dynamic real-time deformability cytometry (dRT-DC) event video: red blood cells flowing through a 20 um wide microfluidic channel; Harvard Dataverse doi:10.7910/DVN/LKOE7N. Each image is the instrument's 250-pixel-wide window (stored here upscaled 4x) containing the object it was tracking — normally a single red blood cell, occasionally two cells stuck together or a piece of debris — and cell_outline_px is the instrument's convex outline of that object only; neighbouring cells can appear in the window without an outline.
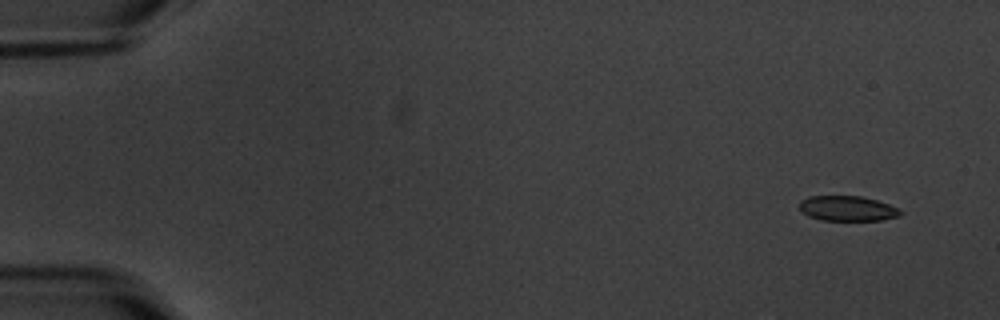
{"species": "common noctule bat (a hibernating species)", "species_latin": "Nyctalus noctula", "temperature_condition": "warm", "stored_images_in_passage": 8, "camera_frame_rate_fps": 3000, "um_per_image_px": 0.085, "animal": {"sex": "male", "body_mass_g": 20.1, "forearm_length_mm": 53.5}, "frame": {"image": 1, "passage_image": 1, "time_ms": 0.0, "image_size_px": [1000, 320], "cell_outline_px": [[904, 212], [900, 216], [880, 220], [820, 220], [808, 216], [800, 208], [800, 200], [808, 196], [860, 196], [876, 200], [900, 208]], "centroid_in_image_um": [72.06, 17.72], "position_along_channel_um": 12.9, "area_um2": 14.8}}
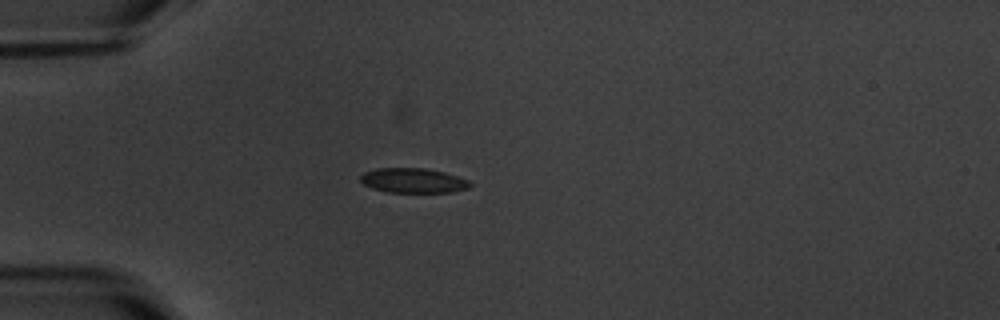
{"frame": {"image": 2, "passage_image": 4, "time_ms": 4.333, "image_size_px": [1000, 320], "cell_outline_px": [[472, 184], [468, 188], [452, 192], [388, 192], [372, 188], [364, 184], [360, 180], [360, 176], [364, 172], [376, 168], [424, 168], [444, 172], [468, 180]], "centroid_in_image_um": [35.1, 15.34], "position_along_channel_um": 49.9, "area_um2": 15.72}}
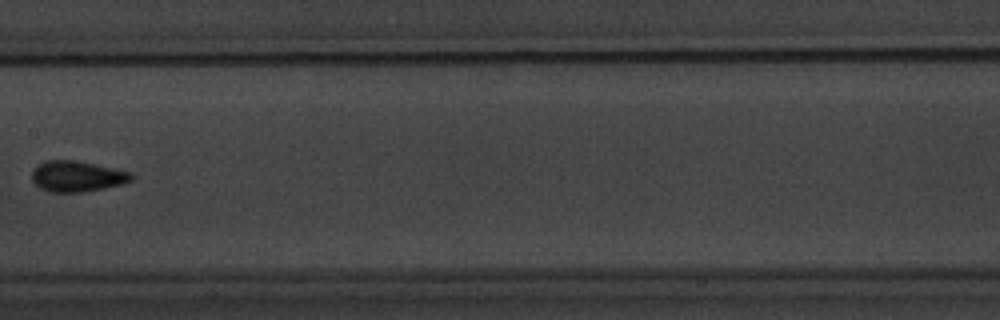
{"frame": {"image": 3, "passage_image": 8, "time_ms": 9.0, "image_size_px": [1000, 320], "cell_outline_px": [[136, 176], [132, 180], [124, 184], [84, 192], [48, 192], [40, 188], [32, 180], [32, 172], [36, 164], [44, 160], [72, 160], [96, 164], [132, 172]], "centroid_in_image_um": [6.56, 14.98], "position_along_channel_um": 200.8, "area_um2": 18.15}}